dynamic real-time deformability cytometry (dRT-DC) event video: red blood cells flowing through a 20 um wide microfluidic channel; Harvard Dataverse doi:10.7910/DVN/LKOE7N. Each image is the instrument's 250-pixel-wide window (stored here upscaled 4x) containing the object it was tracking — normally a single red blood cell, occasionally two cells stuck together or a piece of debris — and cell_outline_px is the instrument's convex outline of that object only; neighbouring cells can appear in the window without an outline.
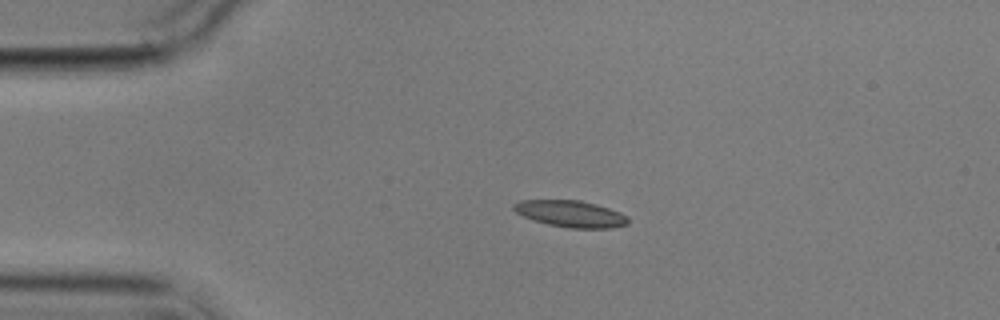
{"species": "common noctule bat (a hibernating species)", "species_latin": "Nyctalus noctula", "temperature_condition": "cold", "stored_images_in_passage": 3, "camera_frame_rate_fps": 3000, "um_per_image_px": 0.085, "animal": {"sex": "male", "body_mass_g": 17.9}, "frame": {"image": 1, "passage_image": 3, "time_ms": 2.333, "image_size_px": [1000, 320], "cell_outline_px": [[628, 224], [612, 228], [568, 228], [548, 224], [532, 220], [516, 212], [512, 208], [512, 204], [520, 200], [580, 200], [596, 204], [620, 212], [628, 216]], "centroid_in_image_um": [48.5, 18.17], "position_along_channel_um": 36.5, "area_um2": 17.8}}